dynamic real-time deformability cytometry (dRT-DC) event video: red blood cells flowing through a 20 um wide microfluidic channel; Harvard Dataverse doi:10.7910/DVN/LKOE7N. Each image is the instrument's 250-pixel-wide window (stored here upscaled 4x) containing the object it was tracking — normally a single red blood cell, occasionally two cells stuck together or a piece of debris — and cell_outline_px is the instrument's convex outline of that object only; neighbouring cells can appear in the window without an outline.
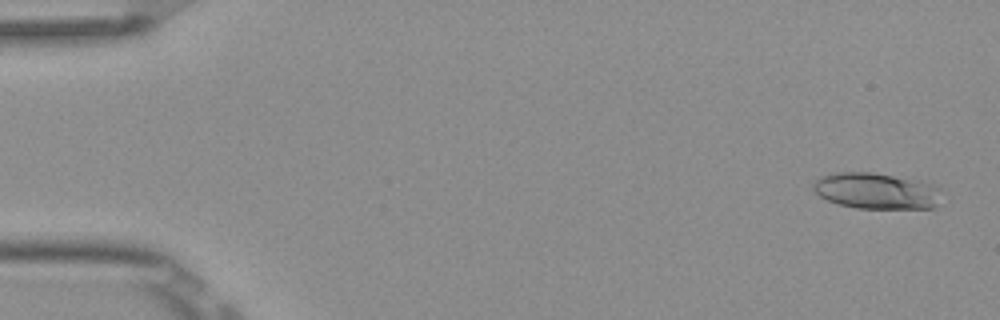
{"species": "Egyptian fruit bat (a non-hibernating species)", "species_latin": "Rousettus aegyptiacus", "temperature_condition": "room temperature", "stored_images_in_passage": 5, "camera_frame_rate_fps": 3000, "um_per_image_px": 0.085, "frame": {"image": 1, "passage_image": 1, "time_ms": 0.0, "image_size_px": [1000, 320], "cell_outline_px": [[940, 188], [936, 204], [932, 208], [856, 208], [836, 204], [820, 196], [812, 188], [812, 184], [820, 176], [836, 172], [872, 172], [920, 180], [936, 184]], "centroid_in_image_um": [74.46, 16.21], "position_along_channel_um": 10.5, "area_um2": 27.11}}
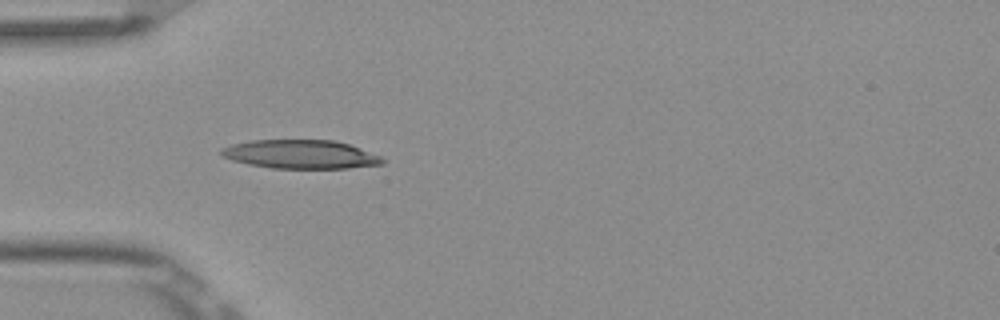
{"frame": {"image": 2, "passage_image": 5, "time_ms": 1.333, "image_size_px": [1000, 320], "cell_outline_px": [[384, 164], [348, 168], [272, 168], [248, 164], [232, 160], [220, 156], [220, 148], [232, 144], [252, 140], [336, 140], [348, 144], [380, 156], [384, 160]], "centroid_in_image_um": [25.51, 13.11], "position_along_channel_um": 59.5, "area_um2": 26.93}}